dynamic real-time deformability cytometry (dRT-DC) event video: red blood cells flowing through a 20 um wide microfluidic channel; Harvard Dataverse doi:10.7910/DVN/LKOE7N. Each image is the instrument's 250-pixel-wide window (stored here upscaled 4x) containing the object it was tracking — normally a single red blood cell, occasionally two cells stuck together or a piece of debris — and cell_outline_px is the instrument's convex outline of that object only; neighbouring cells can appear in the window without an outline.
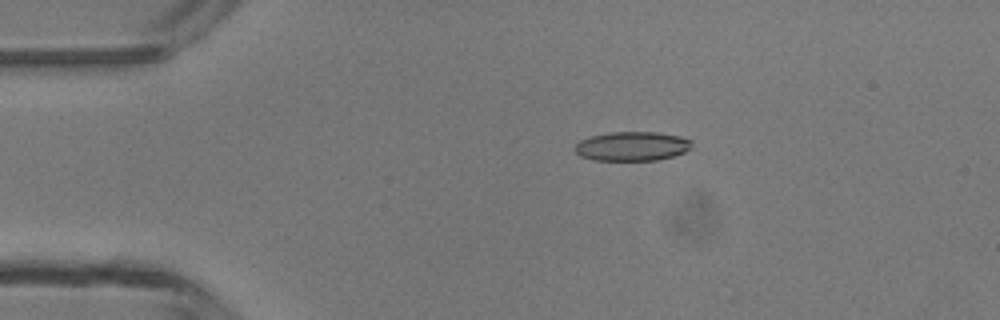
{"species": "common noctule bat (a hibernating species)", "species_latin": "Nyctalus noctula", "temperature_condition": "room temperature", "stored_images_in_passage": 2, "camera_frame_rate_fps": 3000, "um_per_image_px": 0.085, "animal": {"sex": "male", "body_mass_g": 13.3}, "frame": {"image": 1, "passage_image": 1, "time_ms": 0.0, "image_size_px": [1000, 320], "cell_outline_px": [[692, 148], [684, 152], [672, 156], [656, 160], [592, 160], [580, 156], [576, 152], [576, 144], [580, 140], [592, 136], [612, 132], [656, 132], [680, 136], [692, 140]], "centroid_in_image_um": [53.75, 12.43], "position_along_channel_um": 31.2, "area_um2": 19.83}}